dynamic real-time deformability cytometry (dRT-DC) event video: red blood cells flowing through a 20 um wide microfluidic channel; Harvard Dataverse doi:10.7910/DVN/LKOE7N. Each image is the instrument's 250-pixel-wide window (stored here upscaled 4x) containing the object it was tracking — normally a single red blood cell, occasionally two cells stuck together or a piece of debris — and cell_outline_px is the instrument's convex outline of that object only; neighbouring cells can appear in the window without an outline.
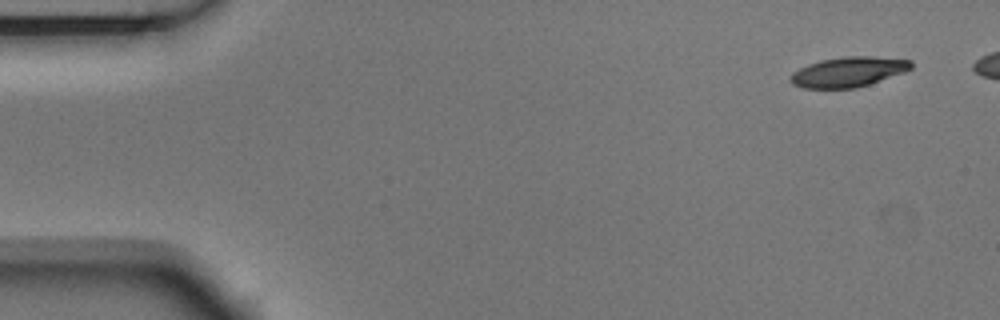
{"species": "Egyptian fruit bat (a non-hibernating species)", "species_latin": "Rousettus aegyptiacus", "temperature_condition": "room temperature", "stored_images_in_passage": 10, "camera_frame_rate_fps": 3000, "um_per_image_px": 0.085, "animal": {"sex": "male"}, "frame": {"image": 1, "passage_image": 1, "time_ms": 0.0, "image_size_px": [1000, 320], "cell_outline_px": [[912, 68], [904, 72], [856, 88], [804, 88], [792, 84], [788, 80], [788, 76], [792, 72], [808, 64], [820, 60], [844, 56], [872, 56], [912, 60]], "centroid_in_image_um": [72.07, 6.1], "position_along_channel_um": 12.9, "area_um2": 21.15}}
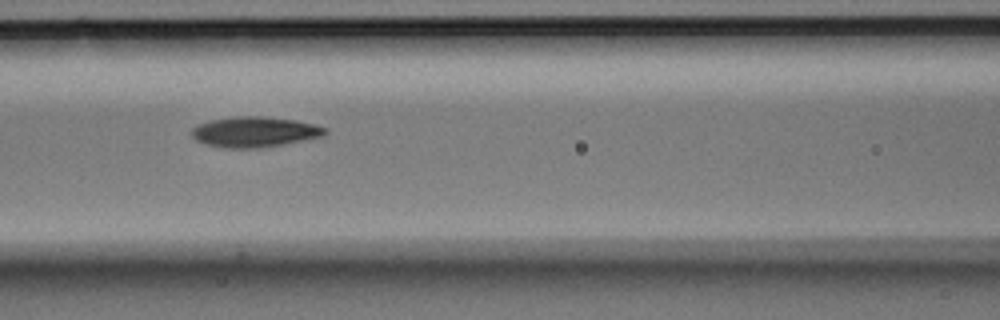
{"frame": {"image": 2, "passage_image": 6, "time_ms": 1.667, "image_size_px": [1000, 320], "cell_outline_px": [[328, 132], [324, 136], [280, 144], [256, 148], [228, 148], [208, 144], [196, 140], [192, 136], [192, 128], [196, 124], [208, 120], [236, 116], [260, 116], [296, 120], [328, 128]], "centroid_in_image_um": [21.63, 11.19], "position_along_channel_um": 145.0, "area_um2": 23.47}}
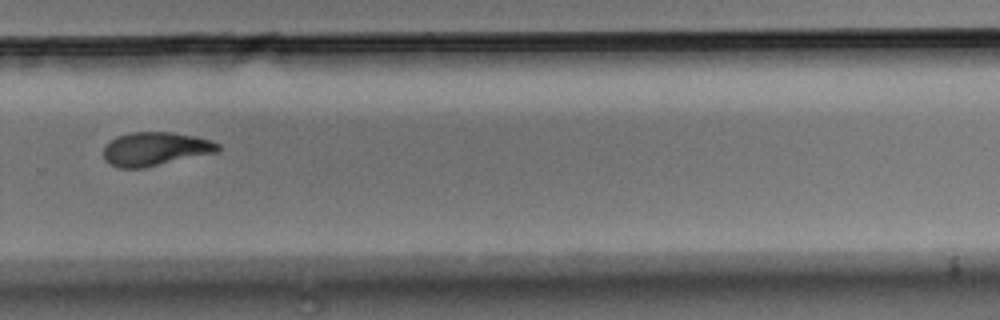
{"frame": {"image": 3, "passage_image": 10, "time_ms": 3.0, "image_size_px": [1000, 320], "cell_outline_px": [[220, 148], [216, 152], [144, 168], [120, 168], [108, 164], [104, 160], [104, 148], [116, 136], [132, 132], [172, 132], [196, 136], [220, 144]], "centroid_in_image_um": [13.18, 12.66], "position_along_channel_um": 316.6, "area_um2": 22.31}}